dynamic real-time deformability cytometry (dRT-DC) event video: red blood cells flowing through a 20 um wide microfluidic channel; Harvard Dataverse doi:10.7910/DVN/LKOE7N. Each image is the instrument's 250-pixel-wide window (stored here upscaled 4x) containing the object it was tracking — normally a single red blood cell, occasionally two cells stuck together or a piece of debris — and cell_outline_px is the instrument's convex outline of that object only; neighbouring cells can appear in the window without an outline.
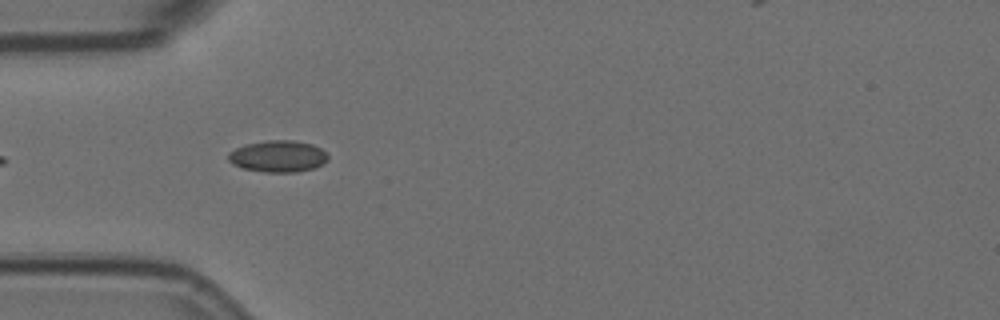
{"species": "Egyptian fruit bat (a non-hibernating species)", "species_latin": "Rousettus aegyptiacus", "temperature_condition": "room temperature", "stored_images_in_passage": 19, "camera_frame_rate_fps": 3000, "um_per_image_px": 0.085, "animal": {"sex": "female"}, "frame": {"image": 1, "passage_image": 4, "time_ms": 1.0, "image_size_px": [1000, 320], "cell_outline_px": [[328, 160], [324, 164], [312, 168], [296, 172], [264, 172], [244, 168], [232, 164], [228, 160], [228, 152], [244, 144], [268, 140], [292, 140], [312, 144], [320, 148], [328, 156]], "centroid_in_image_um": [23.62, 13.28], "position_along_channel_um": 61.4, "area_um2": 18.38}}